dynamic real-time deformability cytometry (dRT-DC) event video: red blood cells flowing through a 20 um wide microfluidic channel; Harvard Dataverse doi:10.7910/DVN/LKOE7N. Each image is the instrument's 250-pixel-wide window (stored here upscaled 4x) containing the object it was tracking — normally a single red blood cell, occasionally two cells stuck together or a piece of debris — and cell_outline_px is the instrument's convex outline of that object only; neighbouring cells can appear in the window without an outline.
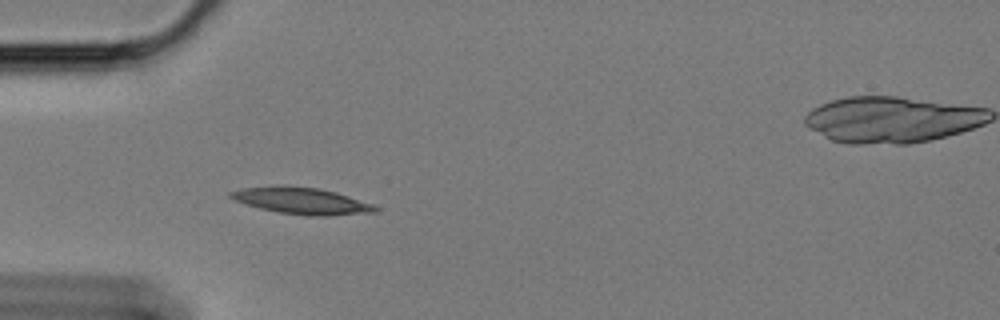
{"species": "Egyptian fruit bat (a non-hibernating species)", "species_latin": "Rousettus aegyptiacus", "temperature_condition": "cold", "stored_images_in_passage": 41, "camera_frame_rate_fps": 3000, "um_per_image_px": 0.085, "animal": {"sex": "female"}, "frame": {"image": 1, "passage_image": 1, "time_ms": 0.0, "image_size_px": [1000, 320], "cell_outline_px": [[380, 208], [376, 212], [328, 216], [308, 216], [280, 212], [260, 208], [244, 204], [232, 200], [228, 196], [228, 192], [244, 188], [276, 184], [288, 184], [316, 188], [336, 192], [372, 204]], "centroid_in_image_um": [25.58, 17.05], "position_along_channel_um": 59.4, "area_um2": 22.77}}
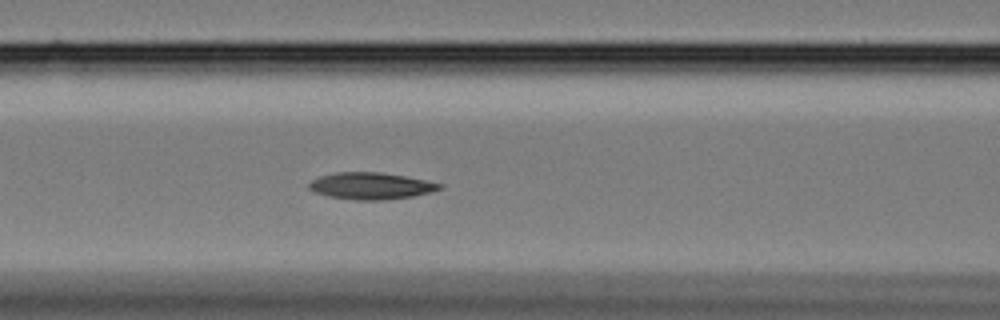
{"frame": {"image": 2, "passage_image": 8, "time_ms": 2.333, "image_size_px": [1000, 320], "cell_outline_px": [[444, 188], [432, 192], [412, 196], [384, 200], [356, 200], [328, 196], [316, 192], [308, 188], [308, 184], [312, 180], [320, 176], [336, 172], [380, 172], [404, 176], [444, 184]], "centroid_in_image_um": [31.55, 15.8], "position_along_channel_um": 135.1, "area_um2": 20.35}}
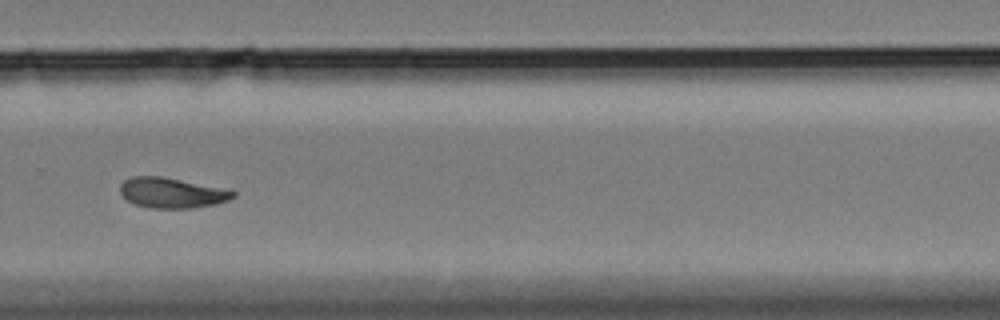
{"frame": {"image": 3, "passage_image": 24, "time_ms": 7.667, "image_size_px": [1000, 320], "cell_outline_px": [[236, 196], [228, 200], [216, 204], [192, 208], [152, 208], [132, 204], [120, 192], [120, 184], [124, 180], [132, 176], [160, 176], [180, 180], [236, 192]], "centroid_in_image_um": [14.55, 16.4], "position_along_channel_um": 315.3, "area_um2": 19.59}, "authors_computed_cell_mechanics": {"area_um2": 19.2474, "velocity_mm_per_s": 3.3814, "shape_relaxation_time_tau1_ms": null, "shape_relaxation_time_tau2_ms": 7.5282, "deformation_change_tau1": null, "deformation_change_tau2": 0.1294}}